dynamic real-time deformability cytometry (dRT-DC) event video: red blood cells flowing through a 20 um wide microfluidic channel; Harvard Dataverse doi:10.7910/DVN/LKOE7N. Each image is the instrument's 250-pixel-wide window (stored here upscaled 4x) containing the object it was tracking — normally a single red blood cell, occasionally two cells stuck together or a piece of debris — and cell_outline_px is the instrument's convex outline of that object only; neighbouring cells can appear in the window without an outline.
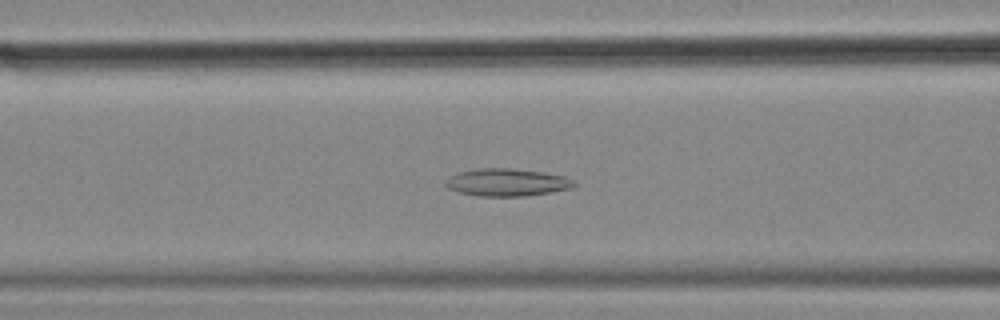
{"species": "common noctule bat (a hibernating species)", "species_latin": "Nyctalus noctula", "temperature_condition": "cold", "stored_images_in_passage": 38, "camera_frame_rate_fps": 3000, "um_per_image_px": 0.085, "animal": {"sex": "female", "body_mass_g": 18.4}, "frame": {"image": 1, "passage_image": 8, "time_ms": 2.333, "image_size_px": [1000, 320], "cell_outline_px": [[576, 184], [572, 188], [552, 192], [524, 196], [476, 196], [460, 192], [448, 188], [444, 184], [448, 176], [460, 172], [480, 168], [508, 168], [544, 172], [564, 176], [572, 180]], "centroid_in_image_um": [43.08, 15.5], "position_along_channel_um": 123.5, "area_um2": 20.58}}
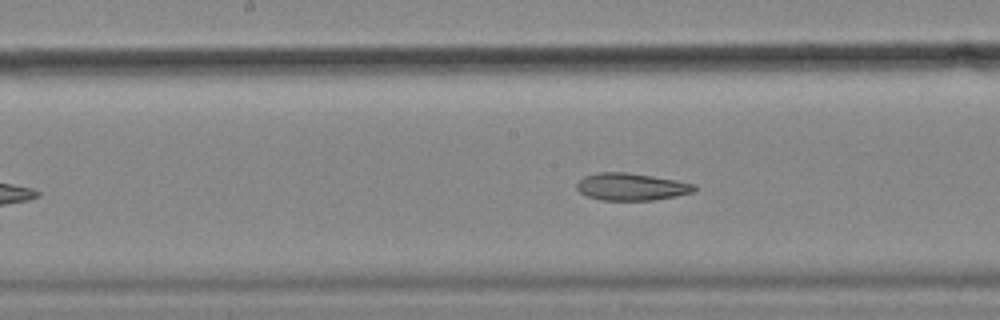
{"frame": {"image": 2, "passage_image": 14, "time_ms": 4.333, "image_size_px": [1000, 320], "cell_outline_px": [[696, 188], [692, 192], [676, 196], [652, 200], [600, 200], [588, 196], [580, 192], [576, 188], [576, 184], [584, 176], [596, 172], [628, 172], [676, 180], [696, 184]], "centroid_in_image_um": [53.64, 15.87], "position_along_channel_um": 194.6, "area_um2": 18.67}}
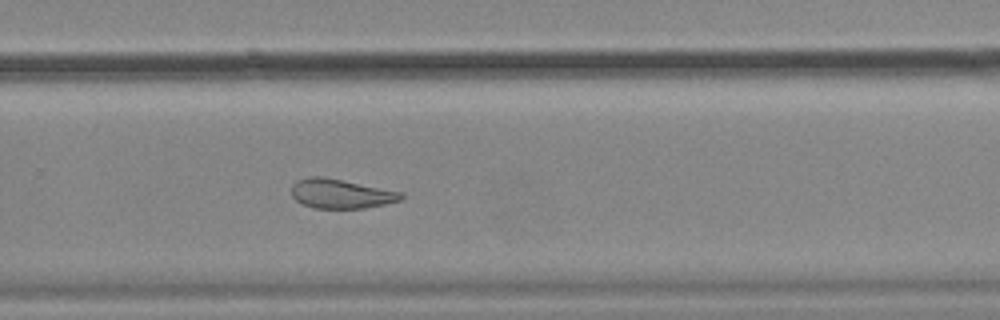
{"frame": {"image": 3, "passage_image": 23, "time_ms": 7.333, "image_size_px": [1000, 320], "cell_outline_px": [[404, 196], [400, 200], [384, 204], [364, 208], [312, 208], [296, 200], [292, 196], [292, 184], [296, 180], [308, 176], [320, 176], [404, 192]], "centroid_in_image_um": [28.96, 16.46], "position_along_channel_um": 300.8, "area_um2": 18.67}, "authors_computed_cell_mechanics": {"area_um2": 20.3167, "velocity_mm_per_s": 3.5593, "shape_relaxation_time_tau1_ms": null, "shape_relaxation_time_tau2_ms": 4.109, "deformation_change_tau1": null, "deformation_change_tau2": 0.1137}}